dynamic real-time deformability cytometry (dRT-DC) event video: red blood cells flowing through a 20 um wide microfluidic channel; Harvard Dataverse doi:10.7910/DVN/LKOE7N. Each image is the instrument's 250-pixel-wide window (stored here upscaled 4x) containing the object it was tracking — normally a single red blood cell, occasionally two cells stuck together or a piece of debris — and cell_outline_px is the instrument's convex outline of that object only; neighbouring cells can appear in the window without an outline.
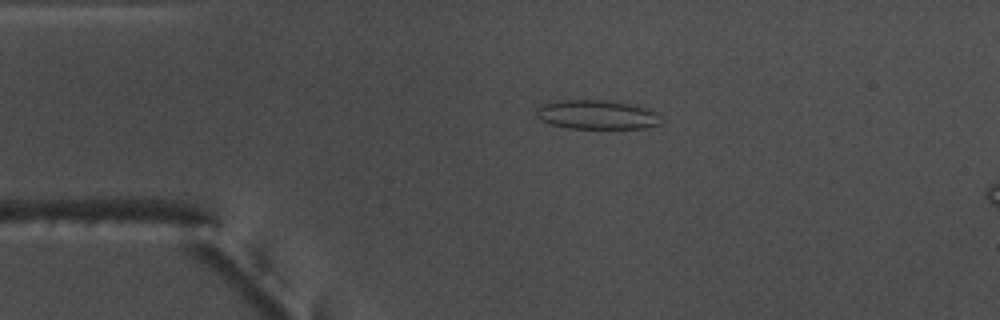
{"species": "common noctule bat (a hibernating species)", "species_latin": "Nyctalus noctula", "temperature_condition": "warm", "stored_images_in_passage": 52, "camera_frame_rate_fps": 3000, "um_per_image_px": 0.085, "animal": {"sex": "male", "body_mass_g": 17.5, "forearm_length_mm": 52.3}, "frame": {"image": 1, "passage_image": 9, "time_ms": 2.667, "image_size_px": [1000, 320], "cell_outline_px": [[660, 124], [644, 128], [568, 128], [552, 124], [540, 120], [536, 116], [536, 108], [548, 100], [604, 100], [628, 104], [648, 108], [652, 112]], "centroid_in_image_um": [50.59, 9.74], "position_along_channel_um": 34.4, "area_um2": 20.92}}
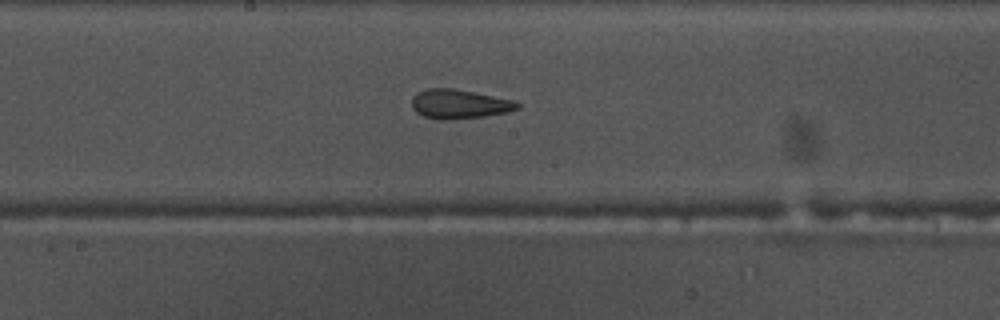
{"frame": {"image": 2, "passage_image": 26, "time_ms": 8.333, "image_size_px": [1000, 320], "cell_outline_px": [[520, 108], [508, 112], [484, 116], [448, 120], [436, 120], [424, 116], [416, 112], [412, 108], [412, 96], [416, 92], [428, 88], [452, 88], [512, 100], [520, 104]], "centroid_in_image_um": [38.99, 8.85], "position_along_channel_um": 209.2, "area_um2": 17.98}}
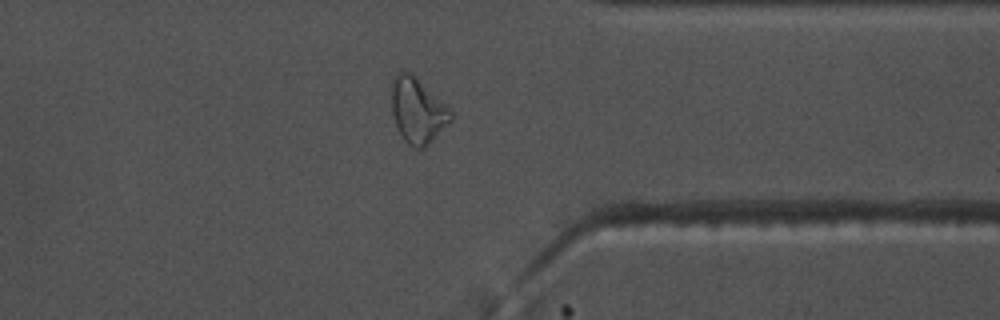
{"frame": {"image": 3, "passage_image": 40, "time_ms": 13.0, "image_size_px": [1000, 320], "cell_outline_px": [[452, 120], [424, 148], [416, 148], [408, 144], [404, 140], [396, 124], [392, 112], [392, 88], [396, 72], [412, 72], [448, 104], [452, 112]], "centroid_in_image_um": [35.53, 9.36], "position_along_channel_um": 375.9, "area_um2": 22.6}, "authors_computed_cell_mechanics": {"area_um2": 19.8543, "velocity_mm_per_s": 3.7114, "shape_relaxation_time_tau1_ms": null, "shape_relaxation_time_tau2_ms": 1.8208, "deformation_change_tau1": null, "deformation_change_tau2": 0.111}}